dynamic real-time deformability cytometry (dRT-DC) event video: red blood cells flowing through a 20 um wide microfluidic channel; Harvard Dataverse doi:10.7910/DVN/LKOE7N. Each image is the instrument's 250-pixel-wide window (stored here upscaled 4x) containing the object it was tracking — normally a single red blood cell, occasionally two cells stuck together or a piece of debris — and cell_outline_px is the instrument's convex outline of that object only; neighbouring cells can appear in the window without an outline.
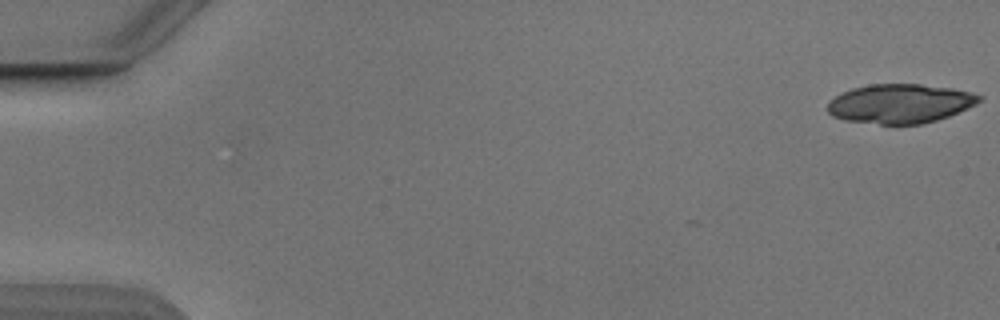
{"species": "Egyptian fruit bat (a non-hibernating species)", "species_latin": "Rousettus aegyptiacus", "temperature_condition": "cold", "stored_images_in_passage": 19, "camera_frame_rate_fps": 3000, "um_per_image_px": 0.085, "animal": {"sex": "male"}, "frame": {"image": 1, "passage_image": 1, "time_ms": 0.0, "image_size_px": [1000, 320], "cell_outline_px": [[984, 96], [976, 104], [968, 108], [948, 116], [936, 120], [920, 124], [880, 124], [844, 120], [832, 116], [828, 112], [828, 104], [836, 96], [852, 88], [868, 84], [920, 84], [952, 88], [972, 92]], "centroid_in_image_um": [76.53, 8.8], "position_along_channel_um": 8.5, "area_um2": 34.56}}